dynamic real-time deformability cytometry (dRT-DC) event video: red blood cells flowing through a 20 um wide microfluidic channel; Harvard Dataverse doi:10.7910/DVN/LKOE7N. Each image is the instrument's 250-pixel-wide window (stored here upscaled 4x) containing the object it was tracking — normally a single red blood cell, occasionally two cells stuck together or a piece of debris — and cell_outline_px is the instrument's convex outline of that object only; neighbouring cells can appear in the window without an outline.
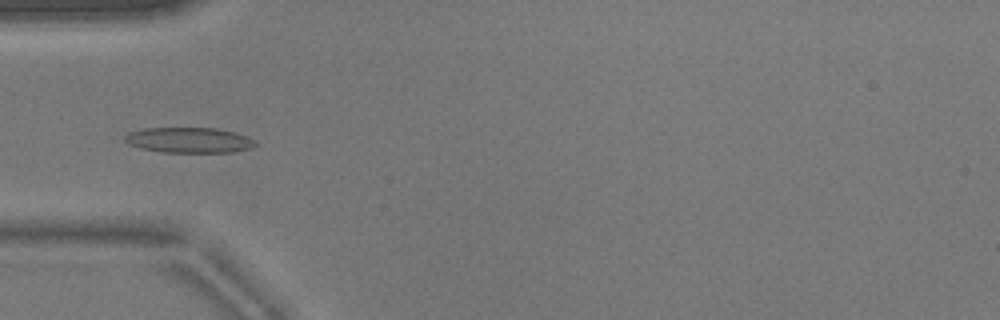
{"species": "common noctule bat (a hibernating species)", "species_latin": "Nyctalus noctula", "temperature_condition": "warm", "stored_images_in_passage": 43, "camera_frame_rate_fps": 3000, "um_per_image_px": 0.085, "animal": {"sex": "male", "body_mass_g": 17.9}, "frame": {"image": 1, "passage_image": 7, "time_ms": 2.0, "image_size_px": [1000, 320], "cell_outline_px": [[256, 144], [252, 148], [232, 152], [164, 152], [140, 148], [128, 144], [124, 140], [124, 136], [128, 132], [144, 128], [216, 128], [236, 132], [248, 136]], "centroid_in_image_um": [16.05, 11.9], "position_along_channel_um": 68.9, "area_um2": 19.36}}
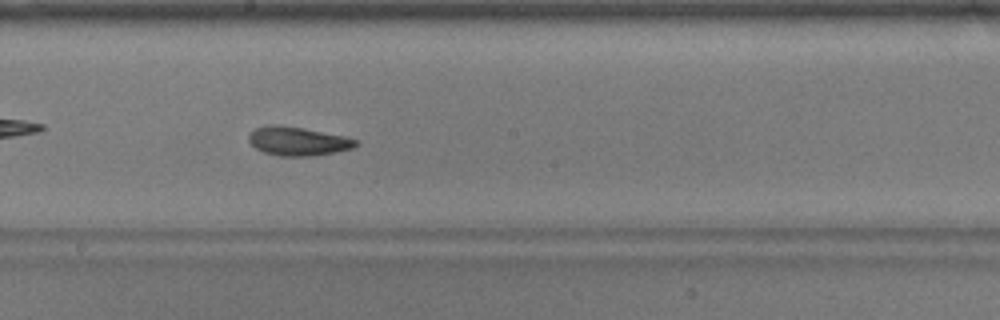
{"frame": {"image": 2, "passage_image": 19, "time_ms": 6.0, "image_size_px": [1000, 320], "cell_outline_px": [[356, 144], [352, 148], [336, 152], [316, 156], [276, 156], [264, 152], [256, 148], [248, 140], [248, 136], [256, 128], [268, 124], [276, 124], [348, 136], [356, 140]], "centroid_in_image_um": [25.31, 12.01], "position_along_channel_um": 222.9, "area_um2": 17.92}}
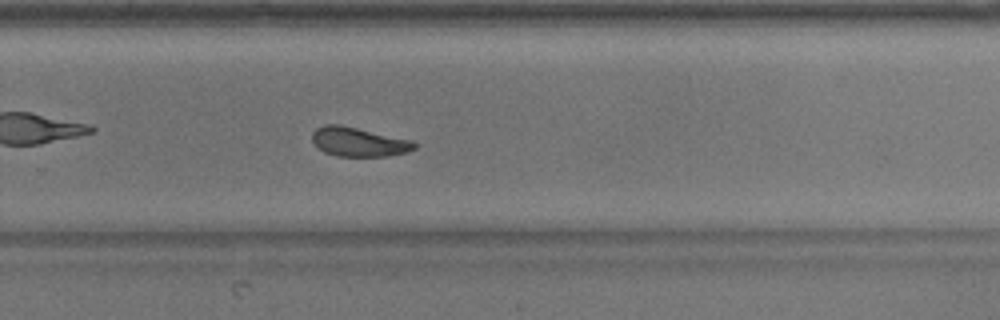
{"frame": {"image": 3, "passage_image": 25, "time_ms": 8.0, "image_size_px": [1000, 320], "cell_outline_px": [[416, 148], [404, 152], [384, 156], [336, 156], [324, 152], [312, 140], [312, 132], [316, 128], [324, 124], [340, 124], [412, 140], [416, 144]], "centroid_in_image_um": [30.45, 12.05], "position_along_channel_um": 299.3, "area_um2": 17.22}, "authors_computed_cell_mechanics": {"area_um2": 18.1492, "velocity_mm_per_s": 3.8312, "shape_relaxation_time_tau1_ms": 6.9138, "shape_relaxation_time_tau2_ms": 4.677, "deformation_change_tau1": 0.1752, "deformation_change_tau2": 0.1247}}